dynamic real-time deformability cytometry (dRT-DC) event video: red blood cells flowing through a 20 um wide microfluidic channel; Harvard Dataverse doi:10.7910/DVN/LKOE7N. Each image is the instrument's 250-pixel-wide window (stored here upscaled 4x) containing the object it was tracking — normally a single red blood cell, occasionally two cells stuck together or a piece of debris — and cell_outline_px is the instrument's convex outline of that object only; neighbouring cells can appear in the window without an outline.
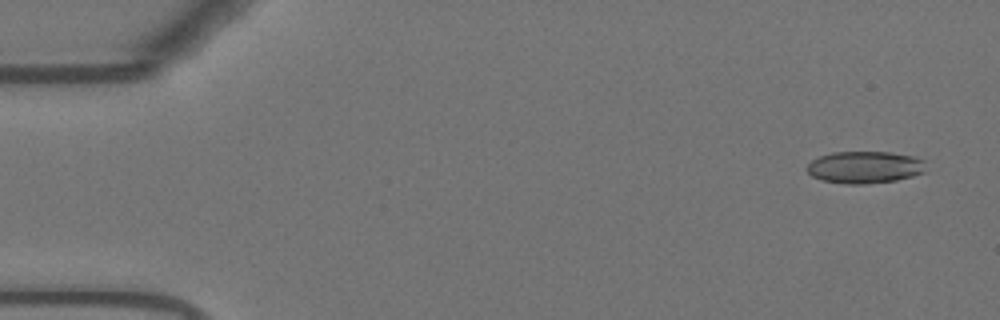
{"species": "Egyptian fruit bat (a non-hibernating species)", "species_latin": "Rousettus aegyptiacus", "temperature_condition": "warm", "stored_images_in_passage": 51, "camera_frame_rate_fps": 3000, "um_per_image_px": 0.085, "animal": {"sex": "female"}, "frame": {"image": 1, "passage_image": 3, "time_ms": 0.667, "image_size_px": [1000, 320], "cell_outline_px": [[924, 172], [912, 176], [896, 180], [864, 184], [844, 184], [820, 180], [812, 176], [804, 168], [812, 160], [820, 156], [832, 152], [892, 152], [912, 156], [924, 160]], "centroid_in_image_um": [73.46, 14.22], "position_along_channel_um": 11.5, "area_um2": 22.31}}
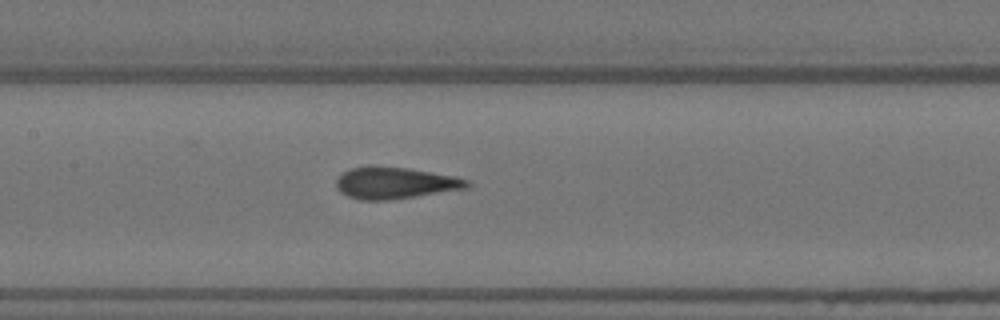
{"frame": {"image": 2, "passage_image": 26, "time_ms": 8.333, "image_size_px": [1000, 320], "cell_outline_px": [[472, 184], [468, 188], [388, 200], [360, 200], [348, 196], [340, 192], [336, 184], [336, 180], [344, 172], [352, 168], [368, 164], [372, 164], [408, 168], [452, 176], [468, 180]], "centroid_in_image_um": [33.55, 15.53], "position_along_channel_um": 173.9, "area_um2": 24.16}}
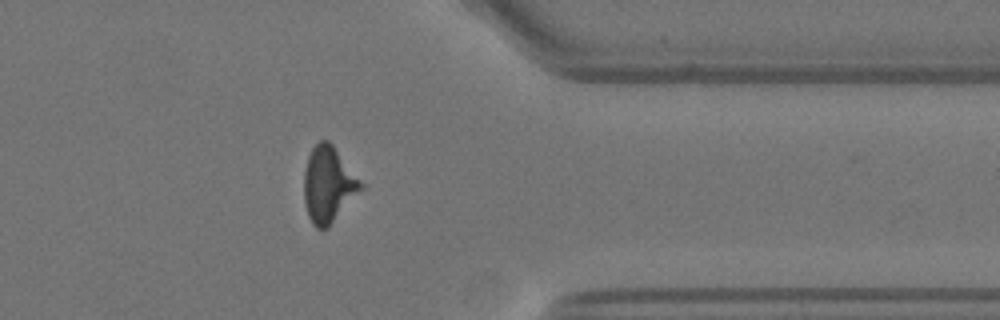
{"frame": {"image": 3, "passage_image": 44, "time_ms": 14.333, "image_size_px": [1000, 320], "cell_outline_px": [[364, 188], [328, 228], [316, 228], [312, 224], [308, 216], [304, 200], [304, 172], [308, 156], [312, 148], [320, 140], [328, 140], [332, 144], [364, 184]], "centroid_in_image_um": [27.92, 15.7], "position_along_channel_um": 383.5, "area_um2": 25.2}}